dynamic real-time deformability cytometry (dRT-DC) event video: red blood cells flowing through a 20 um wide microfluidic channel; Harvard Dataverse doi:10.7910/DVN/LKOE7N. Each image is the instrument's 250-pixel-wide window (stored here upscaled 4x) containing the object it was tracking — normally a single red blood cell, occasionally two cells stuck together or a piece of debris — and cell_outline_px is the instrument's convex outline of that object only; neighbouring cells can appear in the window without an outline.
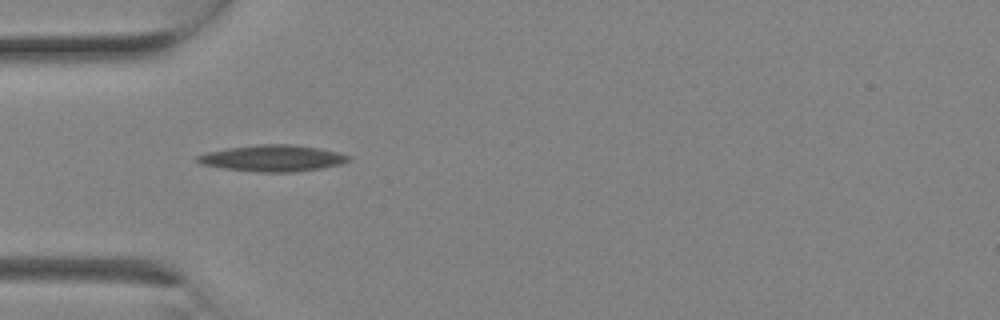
{"species": "Egyptian fruit bat (a non-hibernating species)", "species_latin": "Rousettus aegyptiacus", "temperature_condition": "room temperature", "stored_images_in_passage": 1, "camera_frame_rate_fps": 3000, "um_per_image_px": 0.085, "animal": {"sex": "female"}, "frame": {"image": 1, "passage_image": 1, "time_ms": 0.0, "image_size_px": [1000, 320], "cell_outline_px": [[352, 160], [340, 164], [320, 168], [292, 172], [260, 172], [224, 168], [200, 164], [196, 160], [196, 156], [208, 152], [228, 148], [260, 144], [292, 144], [320, 148], [340, 152], [352, 156]], "centroid_in_image_um": [23.22, 13.44], "position_along_channel_um": 61.8, "area_um2": 23.24}}